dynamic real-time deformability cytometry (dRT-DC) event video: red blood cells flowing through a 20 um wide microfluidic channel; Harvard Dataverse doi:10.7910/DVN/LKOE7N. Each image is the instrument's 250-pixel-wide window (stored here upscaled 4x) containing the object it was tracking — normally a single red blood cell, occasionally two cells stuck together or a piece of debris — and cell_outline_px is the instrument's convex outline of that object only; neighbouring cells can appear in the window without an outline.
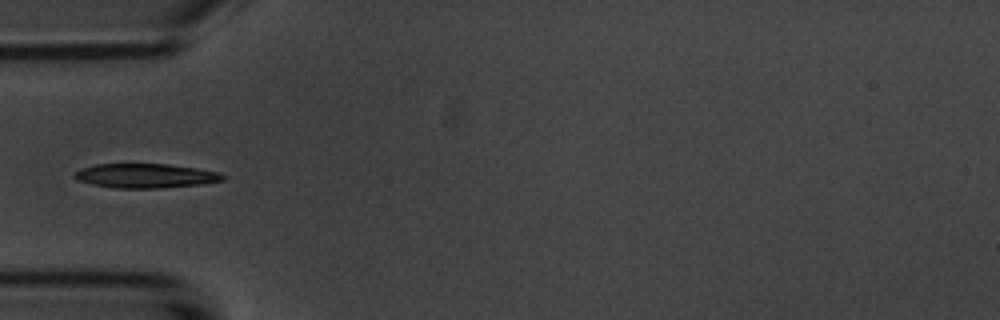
{"species": "common noctule bat (a hibernating species)", "species_latin": "Nyctalus noctula", "temperature_condition": "room temperature", "stored_images_in_passage": 7, "camera_frame_rate_fps": 3000, "um_per_image_px": 0.085, "animal": {"sex": "male", "body_mass_g": 20.1, "forearm_length_mm": 53.5}, "frame": {"image": 1, "passage_image": 4, "time_ms": 4.333, "image_size_px": [1000, 320], "cell_outline_px": [[224, 180], [200, 184], [160, 188], [116, 188], [92, 184], [76, 180], [72, 176], [80, 168], [96, 164], [168, 164], [196, 168], [220, 172], [224, 176]], "centroid_in_image_um": [12.34, 14.94], "position_along_channel_um": 72.7, "area_um2": 20.98}}
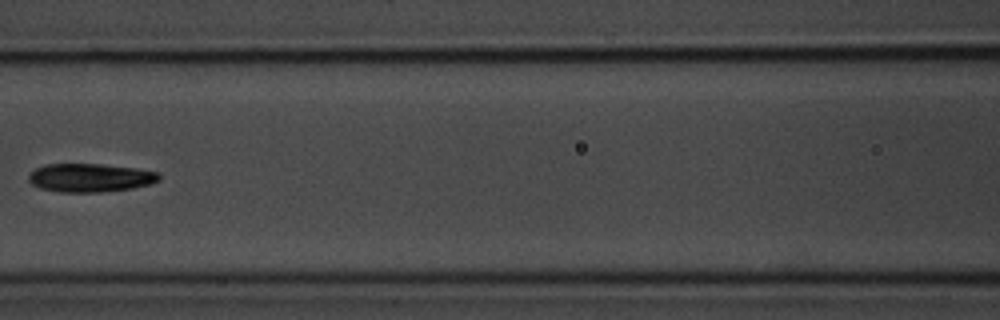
{"frame": {"image": 2, "passage_image": 6, "time_ms": 6.667, "image_size_px": [1000, 320], "cell_outline_px": [[160, 180], [152, 184], [132, 188], [100, 192], [60, 192], [40, 188], [32, 184], [28, 180], [28, 176], [36, 168], [44, 164], [100, 164], [136, 168], [160, 172]], "centroid_in_image_um": [7.69, 15.1], "position_along_channel_um": 158.9, "area_um2": 21.73}}
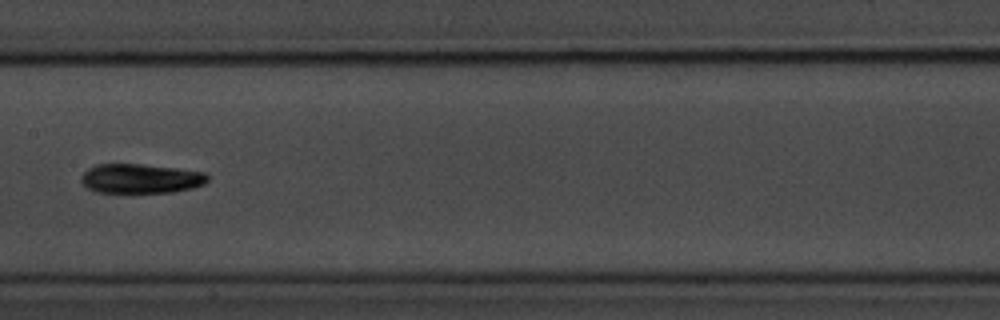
{"frame": {"image": 3, "passage_image": 7, "time_ms": 7.667, "image_size_px": [1000, 320], "cell_outline_px": [[208, 180], [204, 184], [192, 188], [172, 192], [96, 192], [88, 188], [80, 180], [80, 176], [88, 168], [96, 164], [140, 164], [176, 168], [204, 172], [208, 176]], "centroid_in_image_um": [11.94, 15.17], "position_along_channel_um": 195.5, "area_um2": 21.62}}